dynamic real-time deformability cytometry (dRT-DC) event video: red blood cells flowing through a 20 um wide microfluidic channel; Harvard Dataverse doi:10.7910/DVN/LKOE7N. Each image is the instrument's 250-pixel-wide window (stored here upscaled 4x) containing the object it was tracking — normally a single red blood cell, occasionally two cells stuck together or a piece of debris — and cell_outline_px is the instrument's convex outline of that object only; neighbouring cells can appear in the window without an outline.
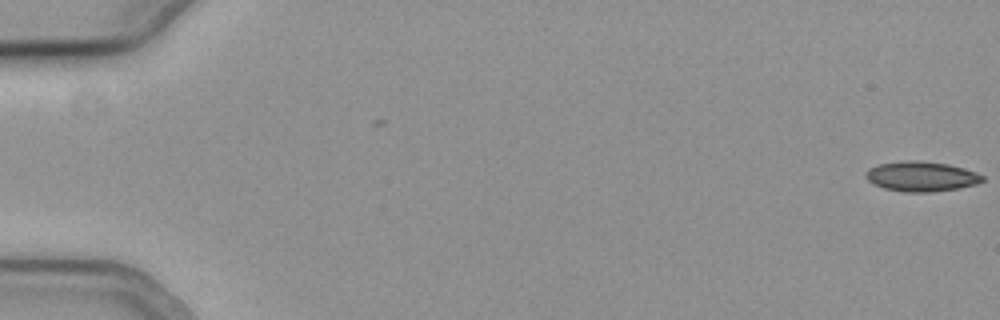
{"species": "common noctule bat (a hibernating species)", "species_latin": "Nyctalus noctula", "temperature_condition": "cold", "stored_images_in_passage": 2, "camera_frame_rate_fps": 3000, "um_per_image_px": 0.085, "animal": {"sex": "female", "body_mass_g": 19.3, "forearm_length_mm": 54.1}, "frame": {"image": 1, "passage_image": 2, "time_ms": 0.333, "image_size_px": [1000, 320], "cell_outline_px": [[984, 180], [976, 184], [960, 188], [932, 192], [904, 192], [884, 188], [868, 180], [864, 176], [864, 172], [868, 168], [880, 164], [912, 160], [948, 164], [964, 168], [976, 172], [984, 176]], "centroid_in_image_um": [78.32, 15.0], "position_along_channel_um": 6.7, "area_um2": 20.29}}